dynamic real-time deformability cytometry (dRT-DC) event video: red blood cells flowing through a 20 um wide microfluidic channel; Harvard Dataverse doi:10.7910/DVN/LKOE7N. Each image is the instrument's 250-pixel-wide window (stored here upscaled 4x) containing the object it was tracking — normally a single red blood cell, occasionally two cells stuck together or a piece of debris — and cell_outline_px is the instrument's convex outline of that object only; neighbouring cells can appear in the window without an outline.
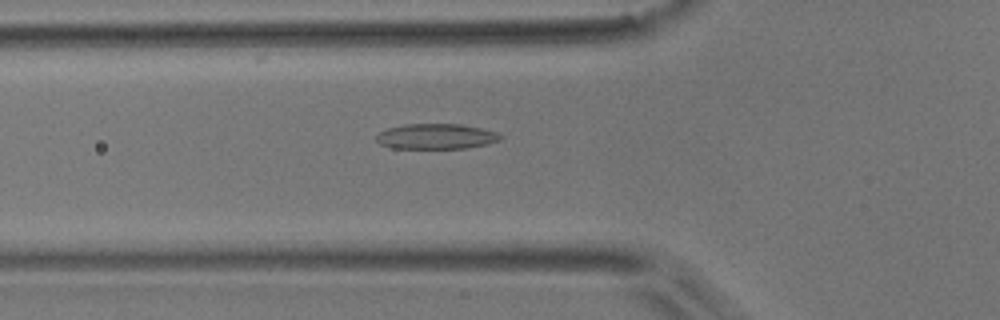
{"species": "common noctule bat (a hibernating species)", "species_latin": "Nyctalus noctula", "temperature_condition": "room temperature", "stored_images_in_passage": 46, "camera_frame_rate_fps": 3000, "um_per_image_px": 0.085, "animal": {"sex": "male", "body_mass_g": 17.9}, "frame": {"image": 1, "passage_image": 13, "time_ms": 4.0, "image_size_px": [1000, 320], "cell_outline_px": [[504, 136], [500, 140], [488, 144], [464, 148], [392, 148], [380, 144], [376, 140], [376, 136], [380, 132], [388, 128], [404, 124], [460, 124], [480, 128], [496, 132]], "centroid_in_image_um": [37.08, 11.59], "position_along_channel_um": 88.7, "area_um2": 18.26}}
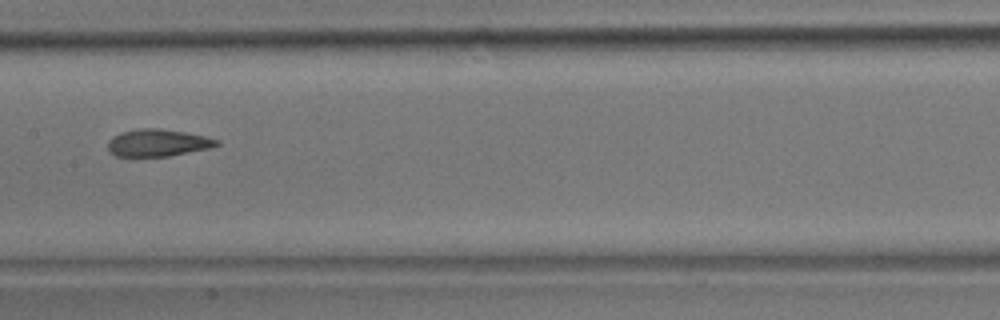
{"frame": {"image": 2, "passage_image": 21, "time_ms": 6.667, "image_size_px": [1000, 320], "cell_outline_px": [[220, 144], [212, 148], [168, 156], [116, 156], [108, 152], [108, 140], [112, 136], [120, 132], [140, 128], [160, 128], [208, 136], [220, 140]], "centroid_in_image_um": [13.43, 12.13], "position_along_channel_um": 194.0, "area_um2": 17.51}}
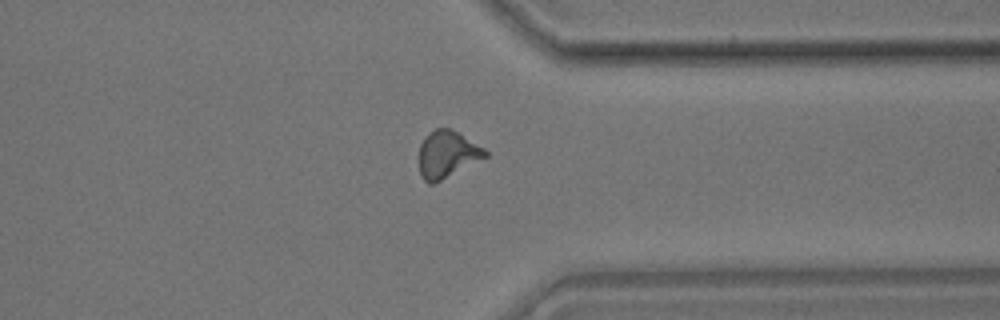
{"frame": {"image": 3, "passage_image": 35, "time_ms": 11.333, "image_size_px": [1000, 320], "cell_outline_px": [[488, 156], [432, 184], [428, 184], [424, 180], [420, 172], [420, 144], [424, 136], [428, 132], [436, 128], [452, 128], [484, 148], [488, 152]], "centroid_in_image_um": [38.0, 13.08], "position_along_channel_um": 373.4, "area_um2": 17.98}, "authors_computed_cell_mechanics": {"area_um2": 17.6001, "velocity_mm_per_s": 3.9186, "shape_relaxation_time_tau1_ms": 7.7311, "shape_relaxation_time_tau2_ms": 3.4464, "deformation_change_tau1": 0.2115, "deformation_change_tau2": 0.111}}